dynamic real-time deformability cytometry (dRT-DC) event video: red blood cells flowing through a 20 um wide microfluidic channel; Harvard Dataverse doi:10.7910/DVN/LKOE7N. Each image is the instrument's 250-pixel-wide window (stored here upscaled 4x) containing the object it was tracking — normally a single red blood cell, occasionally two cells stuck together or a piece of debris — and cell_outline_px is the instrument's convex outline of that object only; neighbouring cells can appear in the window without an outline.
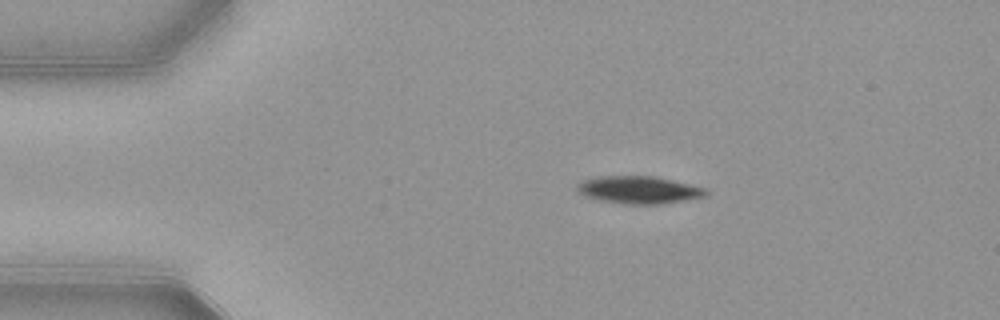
{"species": "common noctule bat (a hibernating species)", "species_latin": "Nyctalus noctula", "temperature_condition": "warm", "stored_images_in_passage": 44, "camera_frame_rate_fps": 3000, "um_per_image_px": 0.085, "animal": {"sex": "female", "body_mass_g": 21.9}, "frame": {"image": 1, "passage_image": 1, "time_ms": 0.0, "image_size_px": [1000, 320], "cell_outline_px": [[708, 192], [704, 196], [684, 200], [660, 204], [624, 204], [600, 200], [584, 196], [576, 188], [576, 184], [580, 180], [600, 176], [656, 176], [708, 188]], "centroid_in_image_um": [54.29, 16.13], "position_along_channel_um": 30.7, "area_um2": 20.75}}
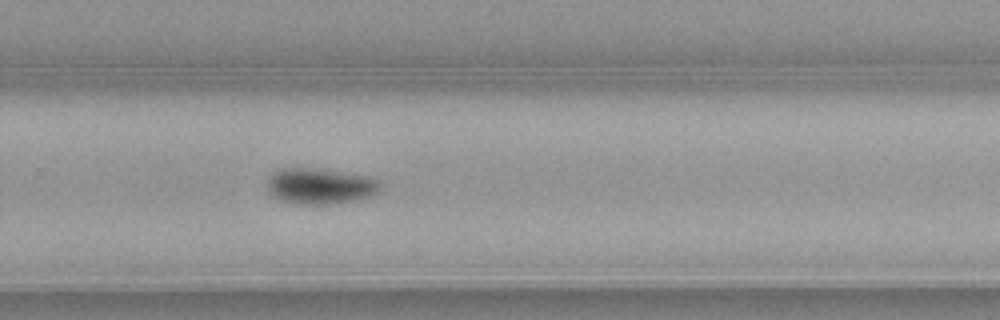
{"frame": {"image": 2, "passage_image": 26, "time_ms": 8.333, "image_size_px": [1000, 320], "cell_outline_px": [[380, 188], [376, 192], [368, 196], [356, 200], [328, 204], [296, 204], [280, 200], [268, 192], [268, 180], [276, 172], [284, 168], [308, 168], [372, 176], [380, 184]], "centroid_in_image_um": [27.21, 15.83], "position_along_channel_um": 302.6, "area_um2": 23.18}}
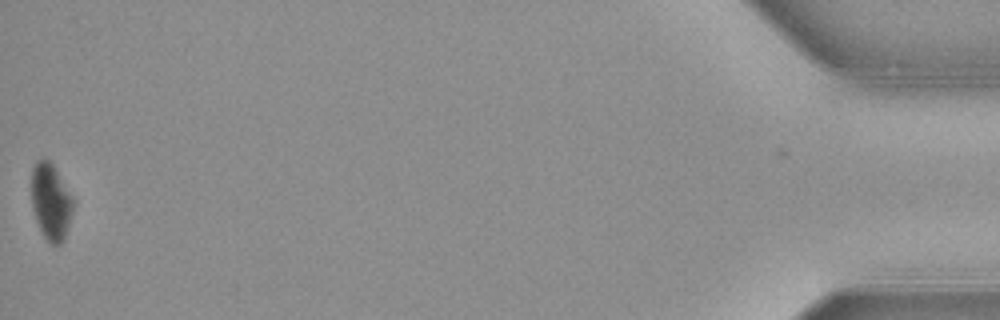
{"frame": {"image": 3, "passage_image": 44, "time_ms": 14.333, "image_size_px": [1000, 320], "cell_outline_px": [[72, 212], [64, 240], [60, 244], [52, 244], [44, 236], [36, 220], [32, 208], [32, 168], [36, 160], [48, 160], [52, 164], [72, 196]], "centroid_in_image_um": [4.31, 17.15], "position_along_channel_um": 430.9, "area_um2": 18.09}, "authors_computed_cell_mechanics": {"area_um2": 23.0911, "velocity_mm_per_s": 3.8687, "shape_relaxation_time_tau1_ms": 2.0407, "shape_relaxation_time_tau2_ms": null, "deformation_change_tau1": 0.1206, "deformation_change_tau2": null}}